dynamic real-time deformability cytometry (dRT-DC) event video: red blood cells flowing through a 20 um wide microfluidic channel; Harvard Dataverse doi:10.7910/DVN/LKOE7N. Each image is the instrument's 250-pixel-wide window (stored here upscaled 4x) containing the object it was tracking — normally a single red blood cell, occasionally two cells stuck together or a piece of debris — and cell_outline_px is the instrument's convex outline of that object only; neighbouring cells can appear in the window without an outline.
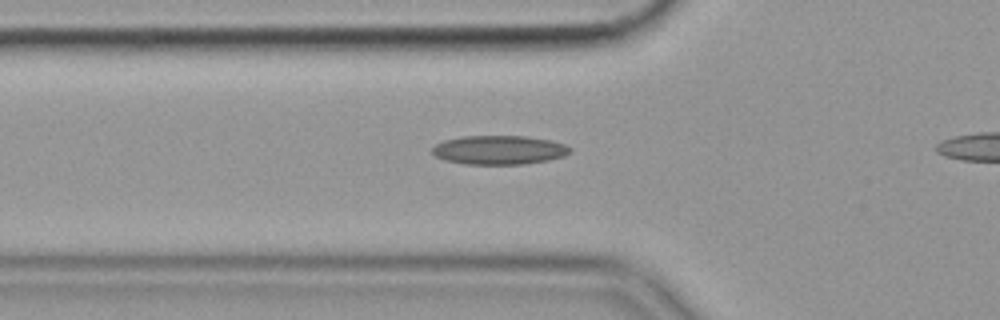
{"species": "common noctule bat (a hibernating species)", "species_latin": "Nyctalus noctula", "temperature_condition": "cold", "stored_images_in_passage": 39, "camera_frame_rate_fps": 3000, "um_per_image_px": 0.085, "animal": {"sex": "female", "body_mass_g": 19.9}, "frame": {"image": 1, "passage_image": 12, "time_ms": 3.667, "image_size_px": [1000, 320], "cell_outline_px": [[572, 152], [564, 156], [548, 160], [524, 164], [464, 164], [444, 160], [436, 156], [432, 152], [432, 148], [436, 144], [444, 140], [464, 136], [524, 136], [552, 140], [564, 144], [572, 148]], "centroid_in_image_um": [42.45, 12.75], "position_along_channel_um": 83.4, "area_um2": 23.35}}